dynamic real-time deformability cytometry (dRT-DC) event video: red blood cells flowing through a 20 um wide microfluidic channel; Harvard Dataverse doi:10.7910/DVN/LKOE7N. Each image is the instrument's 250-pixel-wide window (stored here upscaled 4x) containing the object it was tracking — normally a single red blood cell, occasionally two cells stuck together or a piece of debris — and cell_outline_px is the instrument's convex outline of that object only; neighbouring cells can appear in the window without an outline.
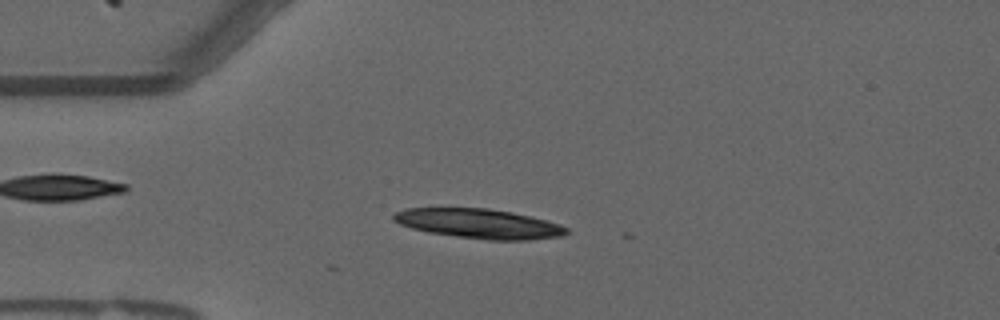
{"species": "common noctule bat (a hibernating species)", "species_latin": "Nyctalus noctula", "temperature_condition": "warm", "stored_images_in_passage": 11, "camera_frame_rate_fps": 3000, "um_per_image_px": 0.085, "animal": {"sex": "male", "forearm_length_mm": 52.5}, "frame": {"image": 1, "passage_image": 9, "time_ms": 2.667, "image_size_px": [1000, 320], "cell_outline_px": [[568, 232], [564, 236], [528, 240], [488, 240], [456, 236], [428, 232], [412, 228], [400, 224], [392, 220], [392, 216], [396, 212], [404, 208], [488, 208], [512, 212], [532, 216], [560, 224], [568, 228]], "centroid_in_image_um": [40.73, 19.01], "position_along_channel_um": 44.3, "area_um2": 29.94}}